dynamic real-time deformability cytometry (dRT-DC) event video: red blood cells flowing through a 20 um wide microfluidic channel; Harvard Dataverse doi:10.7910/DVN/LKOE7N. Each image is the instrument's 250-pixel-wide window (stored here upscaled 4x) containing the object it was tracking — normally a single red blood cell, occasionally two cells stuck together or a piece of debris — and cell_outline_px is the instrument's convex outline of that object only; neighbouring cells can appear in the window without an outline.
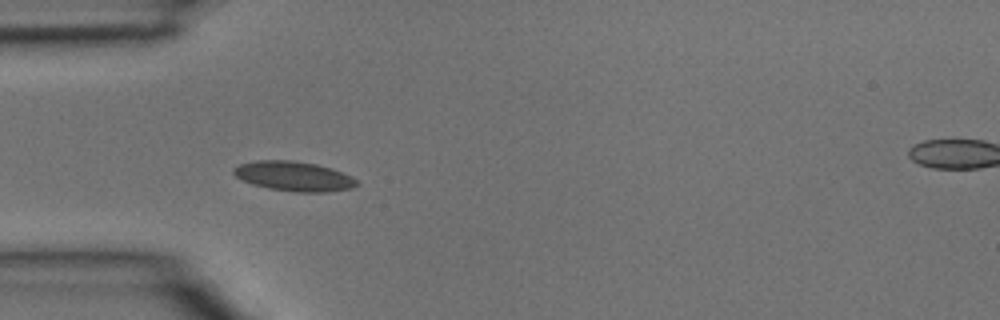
{"species": "common noctule bat (a hibernating species)", "species_latin": "Nyctalus noctula", "temperature_condition": "room temperature", "stored_images_in_passage": 41, "camera_frame_rate_fps": 3000, "um_per_image_px": 0.085, "animal": {"sex": "male", "body_mass_g": 15.6}, "frame": {"image": 1, "passage_image": 12, "time_ms": 3.667, "image_size_px": [1000, 320], "cell_outline_px": [[360, 184], [352, 188], [328, 192], [296, 192], [268, 188], [252, 184], [236, 176], [232, 172], [232, 168], [240, 164], [256, 160], [292, 160], [316, 164], [332, 168], [352, 176]], "centroid_in_image_um": [24.99, 14.98], "position_along_channel_um": 60.0, "area_um2": 21.39}}
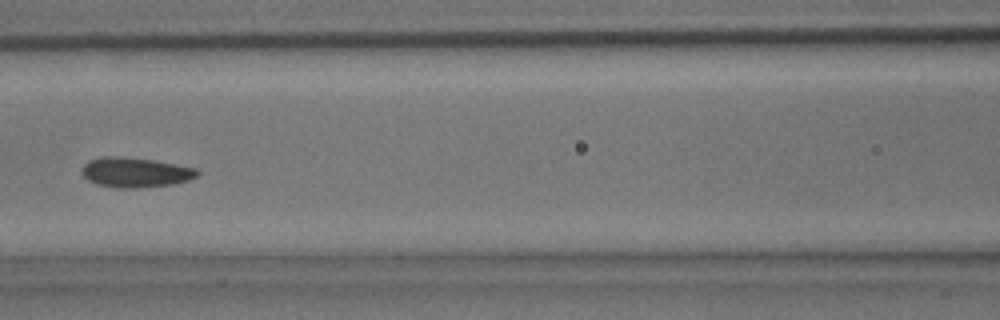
{"frame": {"image": 2, "passage_image": 18, "time_ms": 5.667, "image_size_px": [1000, 320], "cell_outline_px": [[200, 172], [196, 176], [188, 180], [172, 184], [128, 188], [120, 188], [96, 184], [88, 180], [84, 176], [84, 164], [88, 160], [100, 156], [120, 156], [152, 160], [196, 168]], "centroid_in_image_um": [11.48, 14.64], "position_along_channel_um": 155.1, "area_um2": 19.77}}